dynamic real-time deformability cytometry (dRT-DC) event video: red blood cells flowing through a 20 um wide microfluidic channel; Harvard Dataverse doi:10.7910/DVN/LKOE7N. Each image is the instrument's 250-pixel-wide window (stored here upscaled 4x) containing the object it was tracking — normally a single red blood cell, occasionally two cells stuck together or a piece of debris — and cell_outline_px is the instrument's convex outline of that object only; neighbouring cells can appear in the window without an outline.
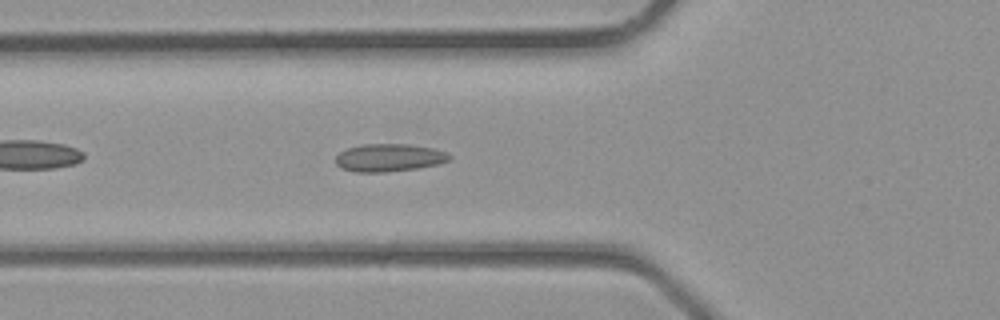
{"species": "common noctule bat (a hibernating species)", "species_latin": "Nyctalus noctula", "temperature_condition": "room temperature", "stored_images_in_passage": 35, "camera_frame_rate_fps": 3000, "um_per_image_px": 0.085, "animal": {"sex": "male", "body_mass_g": 23.1, "forearm_length_mm": 52.7}, "frame": {"image": 1, "passage_image": 13, "time_ms": 4.0, "image_size_px": [1000, 320], "cell_outline_px": [[452, 156], [448, 160], [440, 164], [416, 168], [384, 172], [356, 172], [340, 168], [336, 164], [336, 156], [340, 152], [348, 148], [364, 144], [408, 144], [432, 148], [444, 152]], "centroid_in_image_um": [33.05, 13.4], "position_along_channel_um": 92.8, "area_um2": 18.26}}
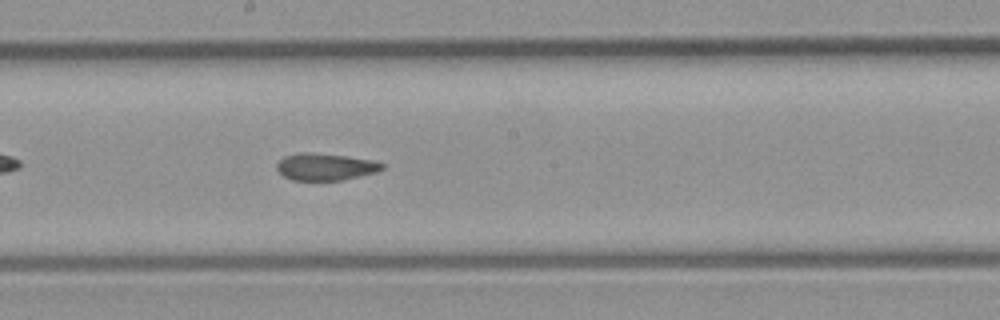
{"frame": {"image": 2, "passage_image": 20, "time_ms": 6.333, "image_size_px": [1000, 320], "cell_outline_px": [[384, 168], [376, 172], [344, 180], [292, 180], [284, 176], [276, 168], [276, 164], [284, 156], [300, 152], [312, 152], [376, 160], [384, 164]], "centroid_in_image_um": [27.67, 14.17], "position_along_channel_um": 220.5, "area_um2": 16.65}}
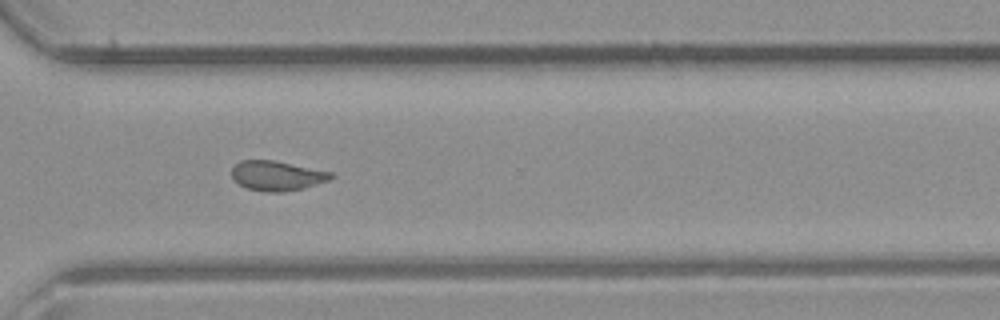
{"frame": {"image": 3, "passage_image": 27, "time_ms": 8.667, "image_size_px": [1000, 320], "cell_outline_px": [[336, 176], [328, 180], [304, 188], [280, 192], [268, 192], [248, 188], [232, 180], [232, 168], [240, 160], [272, 160], [332, 172]], "centroid_in_image_um": [23.53, 14.93], "position_along_channel_um": 347.1, "area_um2": 17.05}}